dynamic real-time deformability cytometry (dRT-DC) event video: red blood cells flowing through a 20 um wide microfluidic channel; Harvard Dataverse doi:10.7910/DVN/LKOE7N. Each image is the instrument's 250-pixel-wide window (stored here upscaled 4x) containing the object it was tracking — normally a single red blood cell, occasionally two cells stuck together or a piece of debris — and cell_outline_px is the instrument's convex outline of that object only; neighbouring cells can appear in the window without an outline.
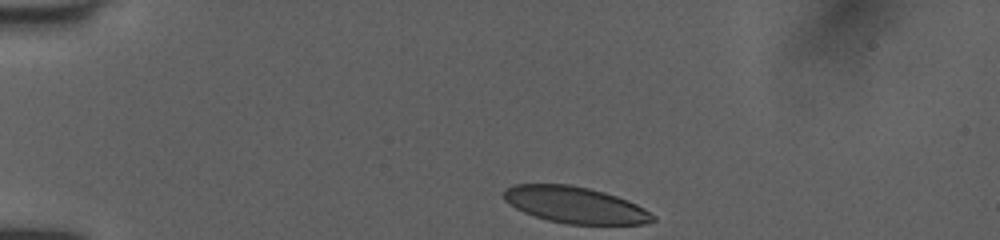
{"species": "human", "species_latin": "Homo sapiens", "temperature_condition": "room temperature", "stored_images_in_passage": 35, "camera_frame_rate_fps": 3000, "um_per_image_px": 0.085, "donor": {"sex": "female"}, "frame": {"image": 1, "passage_image": 1, "time_ms": 0.0, "image_size_px": [1000, 240], "cell_outline_px": [[656, 220], [644, 224], [568, 224], [548, 220], [524, 212], [516, 208], [504, 200], [504, 188], [512, 184], [572, 184], [604, 192], [628, 200], [644, 208], [656, 216]], "centroid_in_image_um": [48.89, 17.41], "position_along_channel_um": 36.1, "area_um2": 31.67}}
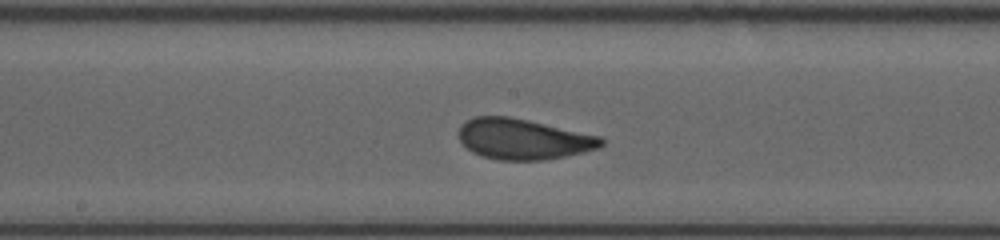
{"frame": {"image": 2, "passage_image": 18, "time_ms": 5.667, "image_size_px": [1000, 240], "cell_outline_px": [[604, 144], [600, 148], [584, 152], [544, 160], [500, 160], [480, 156], [472, 152], [460, 140], [460, 124], [476, 116], [508, 116], [528, 120], [600, 136], [604, 140]], "centroid_in_image_um": [44.49, 11.83], "position_along_channel_um": 203.7, "area_um2": 33.58}}
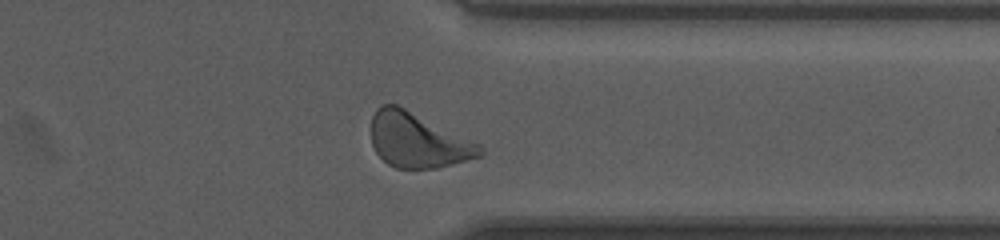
{"frame": {"image": 3, "passage_image": 31, "time_ms": 10.0, "image_size_px": [1000, 240], "cell_outline_px": [[484, 152], [480, 156], [452, 164], [436, 168], [396, 168], [388, 164], [376, 152], [372, 144], [372, 116], [376, 108], [380, 104], [396, 104], [480, 144], [484, 148]], "centroid_in_image_um": [35.5, 11.92], "position_along_channel_um": 375.9, "area_um2": 34.33}, "authors_computed_cell_mechanics": {"area_um2": 33.6974, "velocity_mm_per_s": 4.0043, "shape_relaxation_time_tau1_ms": 4.1263, "shape_relaxation_time_tau2_ms": 0.6539, "deformation_change_tau1": 0.1484, "deformation_change_tau2": 0.0627}}